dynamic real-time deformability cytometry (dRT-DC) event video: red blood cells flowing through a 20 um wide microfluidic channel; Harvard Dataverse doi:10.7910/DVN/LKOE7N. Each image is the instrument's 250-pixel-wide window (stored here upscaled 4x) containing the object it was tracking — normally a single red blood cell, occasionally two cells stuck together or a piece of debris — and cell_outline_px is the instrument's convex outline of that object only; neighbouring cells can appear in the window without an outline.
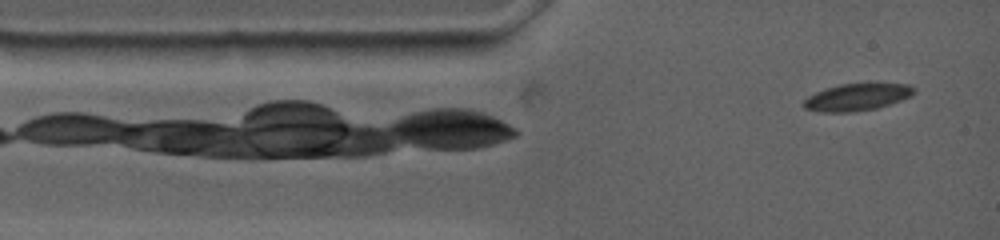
{"species": "common noctule bat (a hibernating species)", "species_latin": "Nyctalus noctula", "temperature_condition": "warm", "stored_images_in_passage": 42, "camera_frame_rate_fps": 4500, "um_per_image_px": 0.085, "animal": {"sex": "female", "body_mass_g": 19.0, "forearm_length_mm": 53.3}, "frame": {"image": 1, "passage_image": 1, "time_ms": 0.0, "image_size_px": [1000, 240], "cell_outline_px": [[916, 92], [912, 96], [876, 108], [852, 112], [820, 112], [804, 108], [804, 100], [808, 96], [824, 88], [840, 84], [876, 80], [912, 84], [916, 88]], "centroid_in_image_um": [72.95, 8.18], "position_along_channel_um": 12.1, "area_um2": 18.38}}
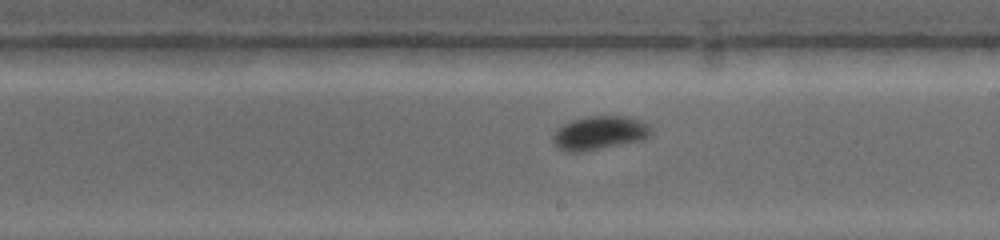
{"frame": {"image": 2, "passage_image": 17, "time_ms": 7.111, "image_size_px": [1000, 240], "cell_outline_px": [[652, 132], [644, 140], [584, 152], [564, 152], [556, 148], [552, 144], [552, 132], [564, 124], [572, 120], [588, 116], [624, 116], [648, 124], [652, 128]], "centroid_in_image_um": [50.9, 11.33], "position_along_channel_um": 238.1, "area_um2": 19.59}}
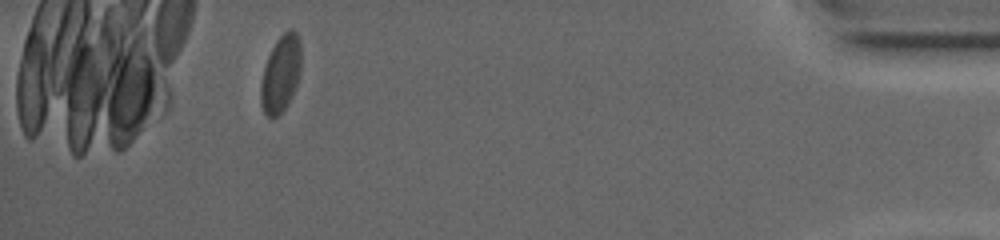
{"frame": {"image": 3, "passage_image": 40, "time_ms": 14.222, "image_size_px": [1000, 240], "cell_outline_px": [[300, 72], [296, 84], [288, 104], [280, 116], [268, 116], [264, 112], [260, 104], [260, 84], [264, 68], [268, 56], [276, 40], [288, 28], [292, 28], [296, 32], [300, 40]], "centroid_in_image_um": [23.85, 6.27], "position_along_channel_um": 411.3, "area_um2": 18.09}, "authors_computed_cell_mechanics": {"area_um2": 18.3515, "velocity_mm_per_s": 3.5947, "shape_relaxation_time_tau1_ms": 3.9092, "shape_relaxation_time_tau2_ms": null, "deformation_change_tau1": 0.0964, "deformation_change_tau2": null}}